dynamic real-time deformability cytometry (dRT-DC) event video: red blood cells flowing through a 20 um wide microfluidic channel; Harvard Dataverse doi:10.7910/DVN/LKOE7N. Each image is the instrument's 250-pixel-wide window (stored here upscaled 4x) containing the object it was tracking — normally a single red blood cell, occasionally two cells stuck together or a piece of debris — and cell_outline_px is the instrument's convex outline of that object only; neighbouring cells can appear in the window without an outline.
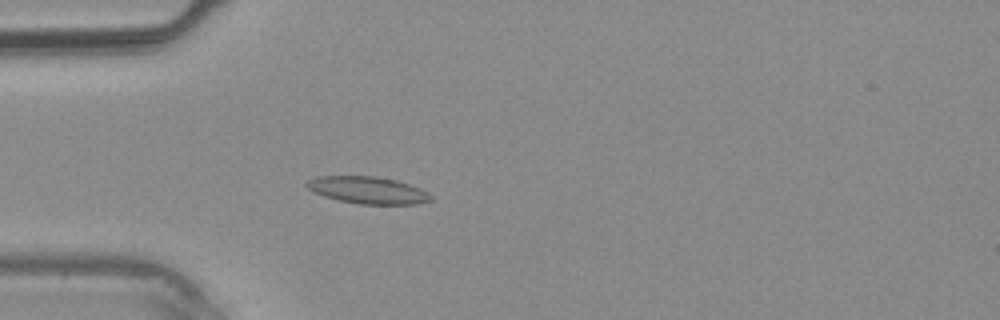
{"species": "common noctule bat (a hibernating species)", "species_latin": "Nyctalus noctula", "temperature_condition": "warm", "stored_images_in_passage": 30, "camera_frame_rate_fps": 3000, "um_per_image_px": 0.085, "animal": {"sex": "male", "body_mass_g": 20.4}, "frame": {"image": 1, "passage_image": 3, "time_ms": 0.667, "image_size_px": [1000, 320], "cell_outline_px": [[432, 200], [416, 204], [360, 204], [340, 200], [324, 196], [312, 192], [304, 184], [308, 180], [316, 176], [376, 176], [396, 180], [420, 188], [432, 196]], "centroid_in_image_um": [31.23, 16.16], "position_along_channel_um": 53.8, "area_um2": 19.54}}
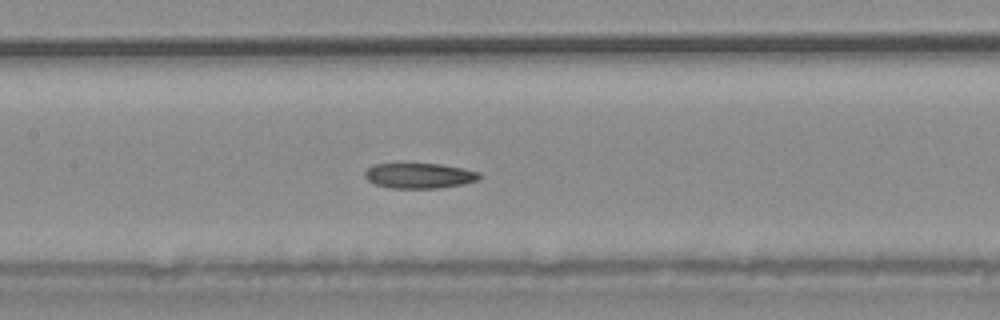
{"frame": {"image": 2, "passage_image": 10, "time_ms": 3.0, "image_size_px": [1000, 320], "cell_outline_px": [[484, 176], [476, 180], [464, 184], [440, 188], [388, 188], [376, 184], [368, 180], [364, 176], [364, 172], [372, 164], [400, 160], [404, 160], [440, 164], [464, 168], [480, 172]], "centroid_in_image_um": [35.6, 14.87], "position_along_channel_um": 171.8, "area_um2": 18.03}}
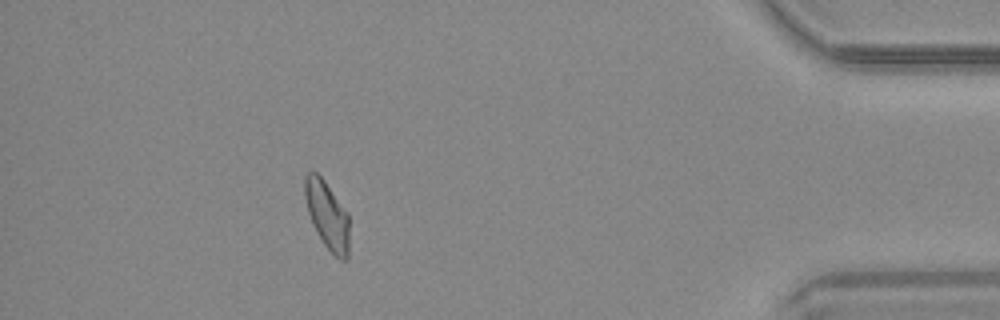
{"frame": {"image": 3, "passage_image": 26, "time_ms": 8.333, "image_size_px": [1000, 320], "cell_outline_px": [[348, 260], [340, 260], [324, 244], [316, 232], [312, 224], [308, 212], [304, 196], [304, 176], [308, 172], [316, 172], [324, 180], [348, 212]], "centroid_in_image_um": [27.8, 18.27], "position_along_channel_um": 407.4, "area_um2": 17.57}}